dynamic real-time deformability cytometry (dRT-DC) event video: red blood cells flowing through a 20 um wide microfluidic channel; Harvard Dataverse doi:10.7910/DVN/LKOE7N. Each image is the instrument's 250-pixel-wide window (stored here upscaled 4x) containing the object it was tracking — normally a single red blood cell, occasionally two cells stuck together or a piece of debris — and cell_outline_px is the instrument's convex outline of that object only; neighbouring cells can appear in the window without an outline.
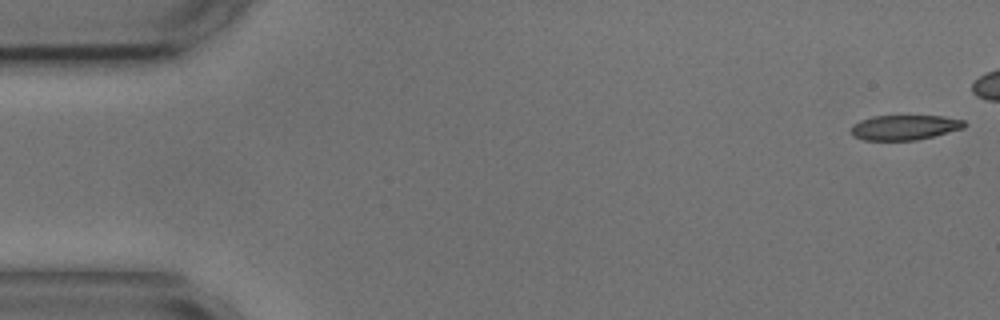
{"species": "common noctule bat (a hibernating species)", "species_latin": "Nyctalus noctula", "temperature_condition": "cold", "stored_images_in_passage": 25, "camera_frame_rate_fps": 3000, "um_per_image_px": 0.085, "animal": {"sex": "male", "body_mass_g": 17.9, "forearm_length_mm": 54.2}, "frame": {"image": 1, "passage_image": 1, "time_ms": 0.0, "image_size_px": [1000, 320], "cell_outline_px": [[968, 124], [964, 128], [916, 140], [864, 140], [852, 136], [852, 124], [860, 120], [872, 116], [944, 116], [964, 120]], "centroid_in_image_um": [76.89, 10.82], "position_along_channel_um": 8.1, "area_um2": 16.47}}